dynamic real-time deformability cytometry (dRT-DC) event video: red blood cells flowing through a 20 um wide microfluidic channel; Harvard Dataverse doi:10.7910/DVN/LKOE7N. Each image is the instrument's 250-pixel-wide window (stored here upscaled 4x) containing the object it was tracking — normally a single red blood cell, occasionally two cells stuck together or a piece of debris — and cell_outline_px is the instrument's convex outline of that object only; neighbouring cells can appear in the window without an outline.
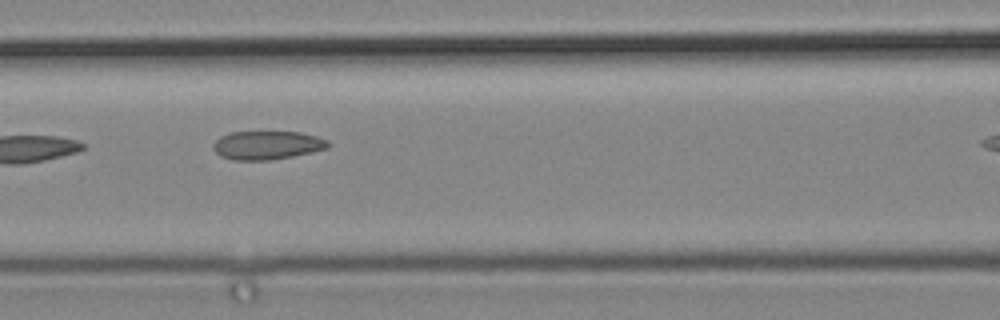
{"species": "common noctule bat (a hibernating species)", "species_latin": "Nyctalus noctula", "temperature_condition": "cold", "stored_images_in_passage": 7, "camera_frame_rate_fps": 3000, "um_per_image_px": 0.085, "animal": {"sex": "male", "body_mass_g": 19.2, "forearm_length_mm": 51.8}, "frame": {"image": 1, "passage_image": 6, "time_ms": 1.667, "image_size_px": [1000, 320], "cell_outline_px": [[332, 144], [328, 148], [312, 152], [272, 160], [232, 160], [220, 156], [212, 148], [212, 144], [220, 136], [228, 132], [300, 132], [316, 136], [328, 140]], "centroid_in_image_um": [22.7, 12.34], "position_along_channel_um": 143.9, "area_um2": 19.31}}